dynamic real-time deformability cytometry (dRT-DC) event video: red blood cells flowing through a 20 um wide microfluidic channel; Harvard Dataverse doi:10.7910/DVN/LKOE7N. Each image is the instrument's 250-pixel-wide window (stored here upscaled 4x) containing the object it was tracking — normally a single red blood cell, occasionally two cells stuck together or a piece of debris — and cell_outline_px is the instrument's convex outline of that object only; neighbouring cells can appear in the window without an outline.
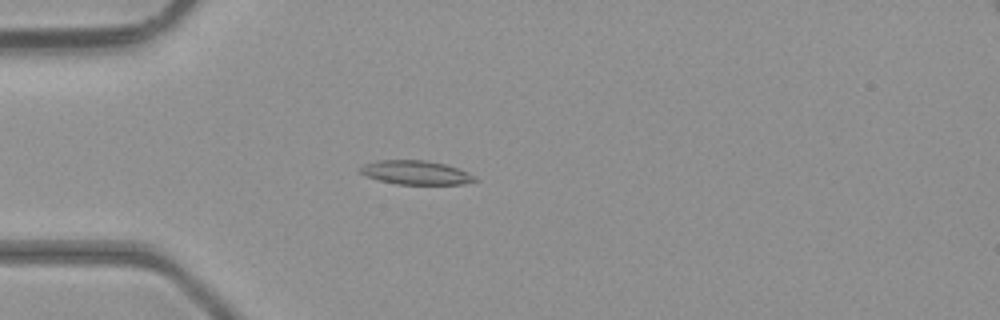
{"species": "common noctule bat (a hibernating species)", "species_latin": "Nyctalus noctula", "temperature_condition": "room temperature", "stored_images_in_passage": 41, "camera_frame_rate_fps": 3000, "um_per_image_px": 0.085, "animal": {"sex": "male", "body_mass_g": 23.1, "forearm_length_mm": 52.7}, "frame": {"image": 1, "passage_image": 8, "time_ms": 2.333, "image_size_px": [1000, 320], "cell_outline_px": [[480, 180], [464, 184], [396, 184], [380, 180], [368, 176], [360, 172], [356, 168], [364, 164], [380, 160], [424, 160], [444, 164], [468, 172], [476, 176]], "centroid_in_image_um": [35.36, 14.67], "position_along_channel_um": 49.6, "area_um2": 15.95}}
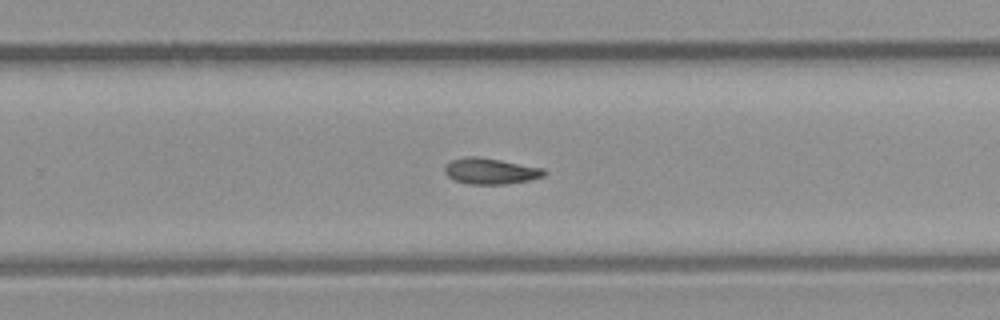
{"frame": {"image": 2, "passage_image": 25, "time_ms": 8.0, "image_size_px": [1000, 320], "cell_outline_px": [[548, 172], [544, 176], [528, 180], [508, 184], [468, 184], [452, 180], [444, 172], [444, 168], [452, 160], [468, 156], [476, 156], [500, 160], [544, 168]], "centroid_in_image_um": [41.7, 14.55], "position_along_channel_um": 288.1, "area_um2": 15.09}}
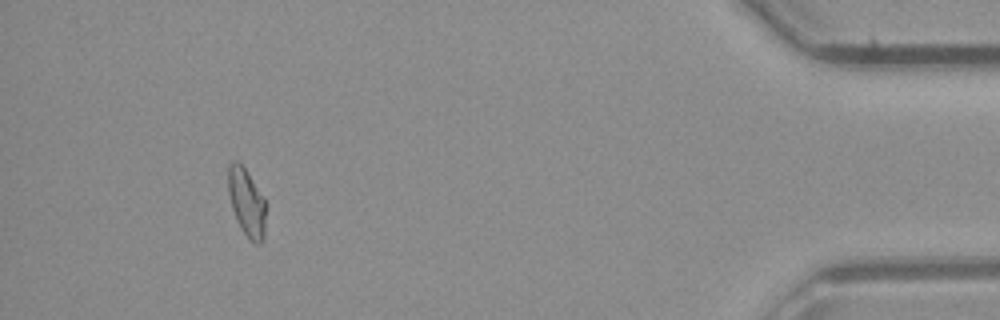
{"frame": {"image": 3, "passage_image": 38, "time_ms": 12.333, "image_size_px": [1000, 320], "cell_outline_px": [[264, 240], [260, 244], [256, 244], [248, 240], [240, 228], [232, 208], [228, 192], [228, 164], [232, 160], [236, 160], [248, 172], [264, 196]], "centroid_in_image_um": [20.95, 17.21], "position_along_channel_um": 414.3, "area_um2": 14.97}, "authors_computed_cell_mechanics": {"area_um2": 15.1436, "velocity_mm_per_s": 4.4486, "shape_relaxation_time_tau1_ms": null, "shape_relaxation_time_tau2_ms": 4.0763, "deformation_change_tau1": null, "deformation_change_tau2": 0.1037}}